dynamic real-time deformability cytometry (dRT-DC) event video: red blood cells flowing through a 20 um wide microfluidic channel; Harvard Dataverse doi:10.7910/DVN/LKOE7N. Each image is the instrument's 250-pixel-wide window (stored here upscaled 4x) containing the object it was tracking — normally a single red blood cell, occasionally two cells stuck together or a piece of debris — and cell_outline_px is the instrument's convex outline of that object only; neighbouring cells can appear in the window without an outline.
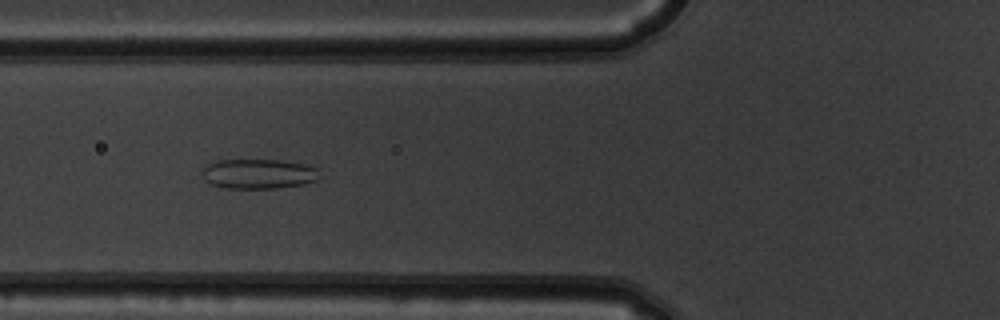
{"species": "common noctule bat (a hibernating species)", "species_latin": "Nyctalus noctula", "temperature_condition": "warm", "stored_images_in_passage": 7, "camera_frame_rate_fps": 3000, "um_per_image_px": 0.085, "animal": {"sex": "male", "body_mass_g": 19.5, "forearm_length_mm": 54.6}, "frame": {"image": 1, "passage_image": 5, "time_ms": 1.333, "image_size_px": [1000, 320], "cell_outline_px": [[320, 176], [316, 180], [304, 184], [276, 188], [228, 188], [212, 184], [204, 180], [200, 172], [212, 160], [280, 160], [304, 164], [316, 168]], "centroid_in_image_um": [21.94, 14.77], "position_along_channel_um": 103.9, "area_um2": 20.4}}